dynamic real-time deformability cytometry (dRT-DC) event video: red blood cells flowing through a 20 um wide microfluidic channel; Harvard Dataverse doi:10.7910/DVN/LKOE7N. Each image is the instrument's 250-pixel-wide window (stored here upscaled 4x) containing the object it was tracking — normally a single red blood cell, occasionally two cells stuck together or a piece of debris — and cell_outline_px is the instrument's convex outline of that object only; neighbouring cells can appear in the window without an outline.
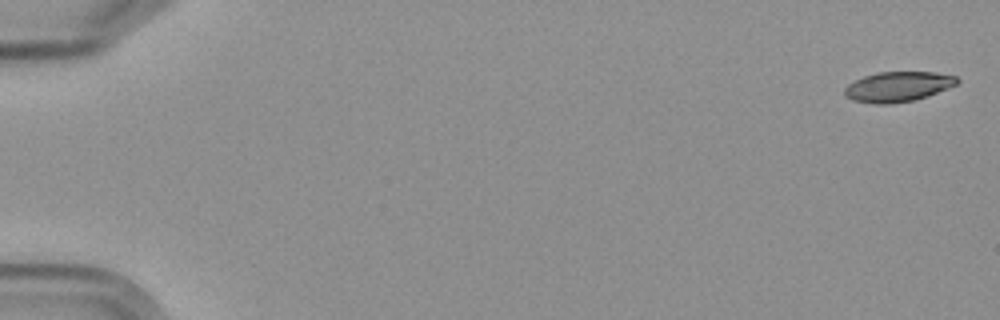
{"species": "Egyptian fruit bat (a non-hibernating species)", "species_latin": "Rousettus aegyptiacus", "temperature_condition": "cold", "stored_images_in_passage": 5, "camera_frame_rate_fps": 3000, "um_per_image_px": 0.085, "frame": {"image": 1, "passage_image": 1, "time_ms": 0.0, "image_size_px": [1000, 320], "cell_outline_px": [[960, 80], [956, 84], [948, 88], [928, 96], [916, 100], [888, 104], [872, 104], [852, 100], [844, 96], [844, 88], [848, 84], [864, 76], [876, 72], [936, 72], [956, 76]], "centroid_in_image_um": [76.31, 7.37], "position_along_channel_um": 8.7, "area_um2": 19.88}}
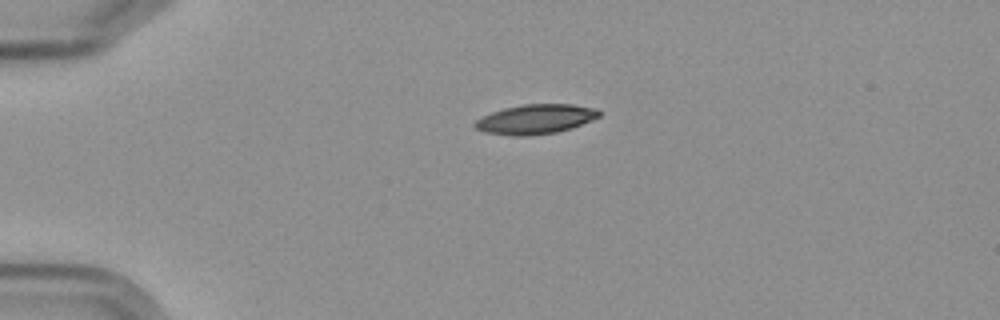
{"frame": {"image": 2, "passage_image": 4, "time_ms": 4.333, "image_size_px": [1000, 320], "cell_outline_px": [[600, 116], [572, 128], [556, 132], [528, 136], [512, 136], [484, 132], [476, 128], [472, 124], [476, 120], [492, 112], [504, 108], [524, 104], [572, 104], [596, 108], [600, 112]], "centroid_in_image_um": [45.51, 10.13], "position_along_channel_um": 39.5, "area_um2": 21.39}}